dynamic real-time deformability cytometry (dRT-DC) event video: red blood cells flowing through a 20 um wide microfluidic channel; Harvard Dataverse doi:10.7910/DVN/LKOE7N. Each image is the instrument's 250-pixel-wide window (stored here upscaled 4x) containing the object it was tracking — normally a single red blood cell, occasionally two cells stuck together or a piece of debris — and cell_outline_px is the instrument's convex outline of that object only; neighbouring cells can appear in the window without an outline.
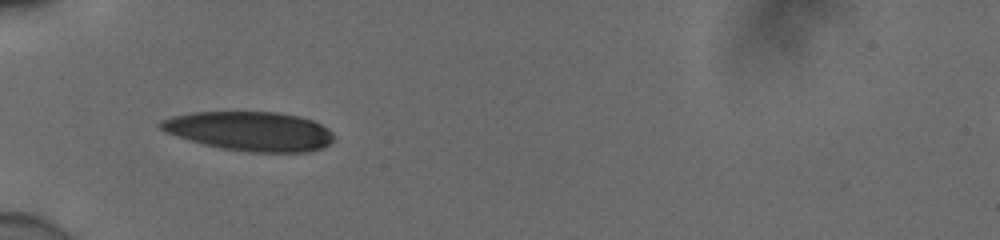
{"species": "human", "species_latin": "Homo sapiens", "temperature_condition": "cold", "stored_images_in_passage": 36, "camera_frame_rate_fps": 3000, "um_per_image_px": 0.085, "donor": {"sex": "male"}, "frame": {"image": 1, "passage_image": 1, "time_ms": 0.0, "image_size_px": [1000, 240], "cell_outline_px": [[336, 136], [324, 148], [308, 152], [248, 152], [220, 148], [204, 144], [168, 132], [160, 128], [160, 120], [172, 116], [196, 112], [276, 112], [300, 116], [312, 120], [328, 128]], "centroid_in_image_um": [21.31, 11.15], "position_along_channel_um": 63.7, "area_um2": 39.48}}
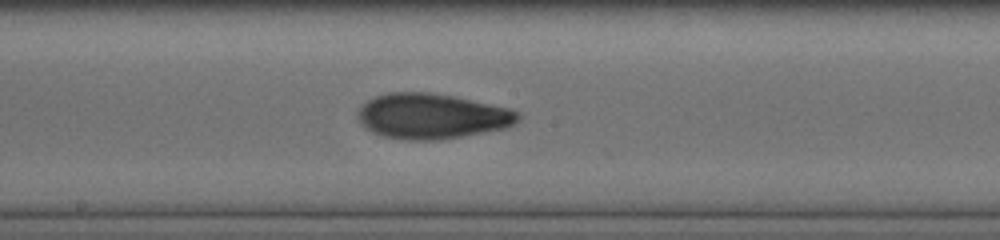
{"frame": {"image": 2, "passage_image": 13, "time_ms": 4.0, "image_size_px": [1000, 240], "cell_outline_px": [[520, 116], [512, 124], [504, 128], [440, 140], [408, 140], [384, 136], [368, 128], [356, 116], [360, 108], [368, 100], [376, 96], [388, 92], [432, 92], [452, 96], [508, 108], [520, 112]], "centroid_in_image_um": [36.7, 9.86], "position_along_channel_um": 211.5, "area_um2": 41.62}}
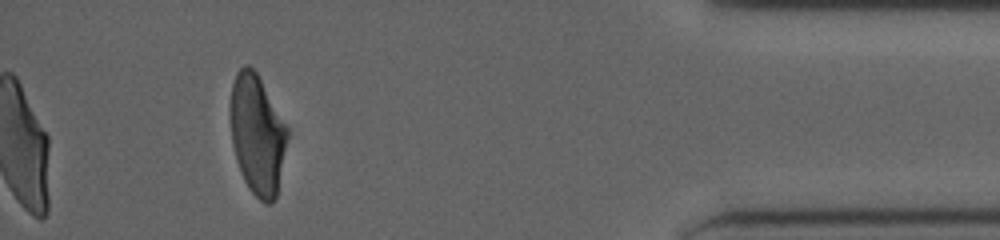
{"frame": {"image": 3, "passage_image": 32, "time_ms": 10.333, "image_size_px": [1000, 240], "cell_outline_px": [[288, 132], [276, 196], [268, 204], [260, 200], [248, 188], [244, 180], [236, 160], [232, 144], [228, 112], [228, 108], [232, 84], [236, 72], [244, 64], [248, 64], [256, 72]], "centroid_in_image_um": [21.79, 11.41], "position_along_channel_um": 413.4, "area_um2": 39.19}, "authors_computed_cell_mechanics": {"area_um2": 40.4022, "velocity_mm_per_s": 3.9013, "shape_relaxation_time_tau1_ms": 5.9892, "shape_relaxation_time_tau2_ms": 2.0244, "deformation_change_tau1": 0.1819, "deformation_change_tau2": 0.077}}